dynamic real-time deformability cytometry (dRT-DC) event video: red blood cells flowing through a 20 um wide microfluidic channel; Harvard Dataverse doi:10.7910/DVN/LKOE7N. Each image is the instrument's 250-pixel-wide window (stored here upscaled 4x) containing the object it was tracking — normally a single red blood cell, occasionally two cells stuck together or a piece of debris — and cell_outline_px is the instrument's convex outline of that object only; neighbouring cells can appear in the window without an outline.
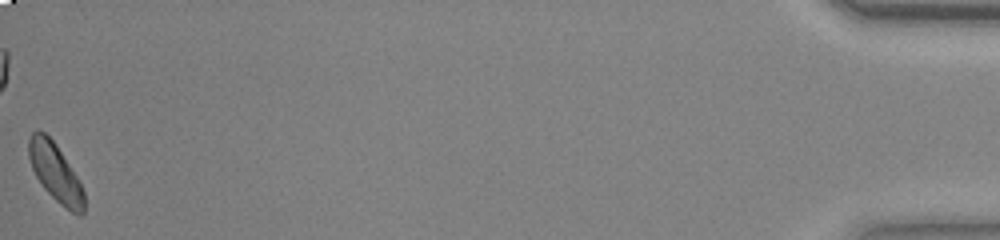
{"species": "common noctule bat (a hibernating species)", "species_latin": "Nyctalus noctula", "temperature_condition": "warm", "stored_images_in_passage": 47, "camera_frame_rate_fps": 3000, "um_per_image_px": 0.085, "animal": {"sex": "female", "body_mass_g": 23.0, "forearm_length_mm": 53.4}, "frame": {"image": 1, "passage_image": 47, "time_ms": 15.333, "image_size_px": [1000, 240], "cell_outline_px": [[84, 212], [80, 216], [76, 216], [60, 204], [44, 188], [36, 176], [32, 168], [28, 156], [28, 140], [32, 132], [44, 132], [56, 144], [76, 176], [84, 192]], "centroid_in_image_um": [4.71, 14.7], "position_along_channel_um": 430.5, "area_um2": 18.44}, "authors_computed_cell_mechanics": {"area_um2": 18.785, "velocity_mm_per_s": 3.8223, "shape_relaxation_time_tau1_ms": 1.7573, "shape_relaxation_time_tau2_ms": null, "deformation_change_tau1": 0.0788, "deformation_change_tau2": null}}